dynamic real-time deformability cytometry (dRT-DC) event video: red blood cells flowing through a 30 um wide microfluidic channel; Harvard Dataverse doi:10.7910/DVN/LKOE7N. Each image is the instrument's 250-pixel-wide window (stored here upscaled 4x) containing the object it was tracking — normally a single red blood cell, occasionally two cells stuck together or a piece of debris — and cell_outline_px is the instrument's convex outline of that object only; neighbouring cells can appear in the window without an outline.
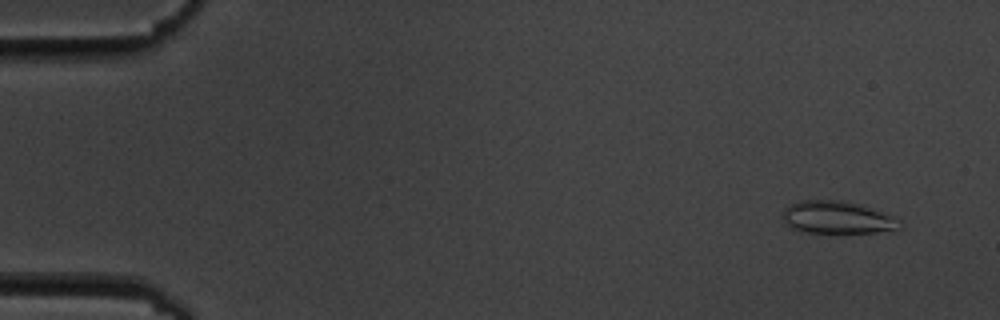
{"species": "common noctule bat (a hibernating species)", "species_latin": "Nyctalus noctula", "temperature_condition": "cold", "stored_images_in_passage": 5, "camera_frame_rate_fps": 3000, "um_per_image_px": 0.085, "animal": {"sex": "male", "body_mass_g": 19.5, "forearm_length_mm": 54.6}, "frame": {"image": 1, "passage_image": 1, "time_ms": 0.0, "image_size_px": [1000, 320], "cell_outline_px": [[900, 228], [896, 232], [808, 232], [792, 228], [780, 216], [784, 208], [800, 200], [840, 200], [860, 204], [896, 216], [900, 220]], "centroid_in_image_um": [71.23, 18.48], "position_along_channel_um": 13.8, "area_um2": 22.37}}